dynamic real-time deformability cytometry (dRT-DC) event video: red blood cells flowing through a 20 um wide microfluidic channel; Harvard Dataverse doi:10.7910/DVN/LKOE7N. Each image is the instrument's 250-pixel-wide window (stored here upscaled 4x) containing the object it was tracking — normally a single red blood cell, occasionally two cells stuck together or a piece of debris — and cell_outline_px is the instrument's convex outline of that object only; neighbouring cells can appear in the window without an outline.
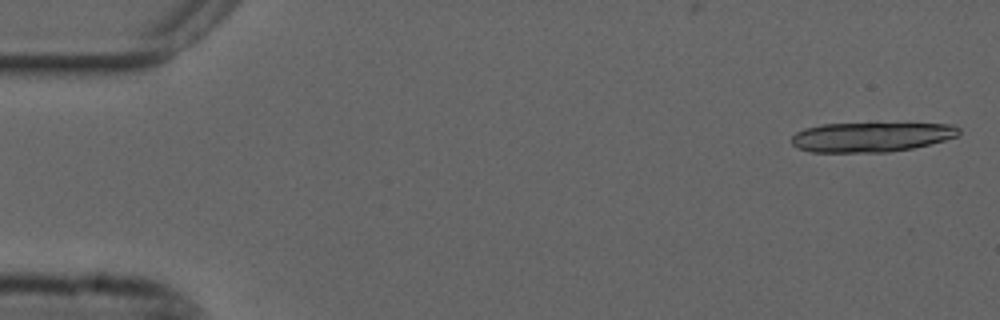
{"species": "common noctule bat (a hibernating species)", "species_latin": "Nyctalus noctula", "temperature_condition": "cold", "stored_images_in_passage": 18, "camera_frame_rate_fps": 3000, "um_per_image_px": 0.085, "animal": {"sex": "male", "forearm_length_mm": 52.5}, "frame": {"image": 1, "passage_image": 2, "time_ms": 0.333, "image_size_px": [1000, 320], "cell_outline_px": [[960, 132], [956, 136], [944, 140], [912, 148], [888, 152], [808, 152], [796, 148], [792, 144], [792, 136], [796, 132], [804, 128], [820, 124], [876, 120], [952, 124], [960, 128]], "centroid_in_image_um": [74.05, 11.57], "position_along_channel_um": 10.9, "area_um2": 30.63}}